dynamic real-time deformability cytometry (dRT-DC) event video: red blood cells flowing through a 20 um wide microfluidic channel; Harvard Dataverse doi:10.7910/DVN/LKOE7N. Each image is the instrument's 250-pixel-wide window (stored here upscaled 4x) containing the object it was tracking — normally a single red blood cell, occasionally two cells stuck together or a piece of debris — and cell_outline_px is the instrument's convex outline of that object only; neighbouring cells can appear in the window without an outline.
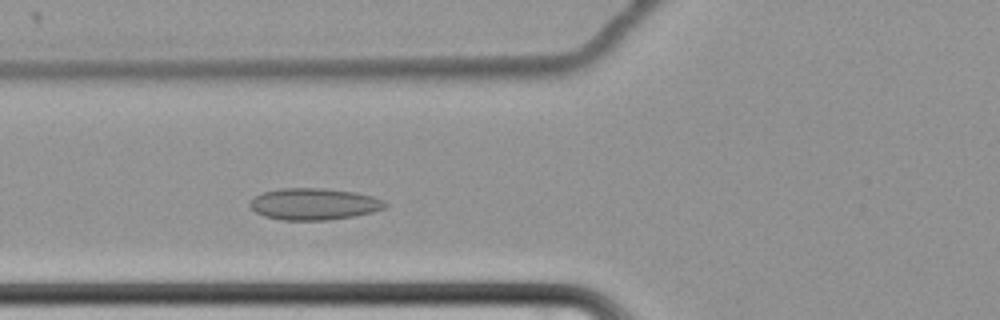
{"species": "common noctule bat (a hibernating species)", "species_latin": "Nyctalus noctula", "temperature_condition": "cold", "stored_images_in_passage": 54, "camera_frame_rate_fps": 3000, "um_per_image_px": 0.085, "animal": {"sex": "female", "body_mass_g": 22.7, "forearm_length_mm": 54.2}, "frame": {"image": 1, "passage_image": 17, "time_ms": 5.333, "image_size_px": [1000, 320], "cell_outline_px": [[388, 204], [384, 208], [372, 212], [352, 216], [328, 220], [280, 220], [264, 216], [256, 212], [248, 204], [256, 196], [264, 192], [280, 188], [320, 188], [352, 192], [372, 196], [384, 200]], "centroid_in_image_um": [26.68, 17.35], "position_along_channel_um": 99.1, "area_um2": 24.74}}
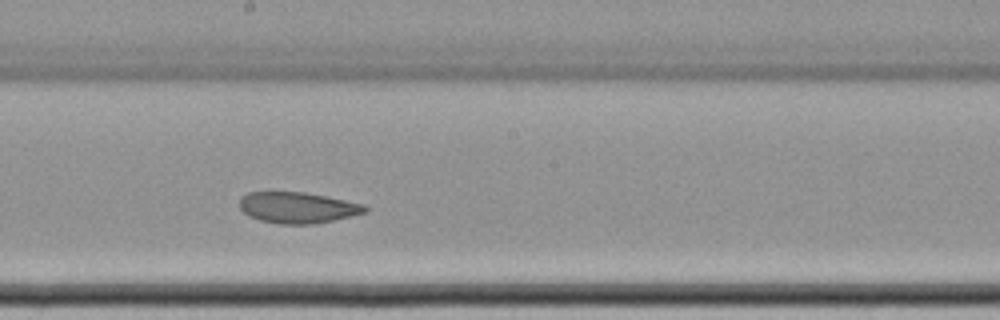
{"frame": {"image": 2, "passage_image": 28, "time_ms": 9.0, "image_size_px": [1000, 320], "cell_outline_px": [[368, 212], [352, 216], [312, 224], [280, 224], [260, 220], [248, 216], [240, 208], [240, 196], [248, 192], [304, 192], [364, 204], [368, 208]], "centroid_in_image_um": [25.28, 17.65], "position_along_channel_um": 222.9, "area_um2": 22.66}}
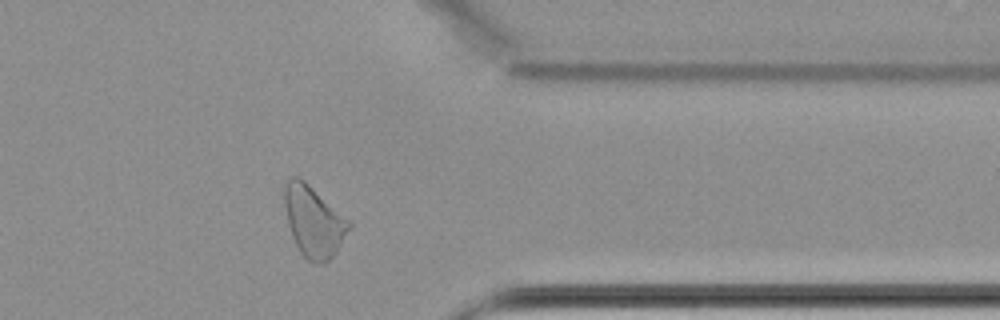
{"frame": {"image": 3, "passage_image": 43, "time_ms": 14.0, "image_size_px": [1000, 320], "cell_outline_px": [[352, 228], [336, 252], [324, 264], [316, 264], [308, 260], [300, 252], [292, 236], [288, 224], [284, 204], [284, 184], [292, 176], [296, 176], [304, 180], [348, 220], [352, 224]], "centroid_in_image_um": [26.66, 18.84], "position_along_channel_um": 384.7, "area_um2": 26.47}, "authors_computed_cell_mechanics": {"area_um2": 25.3742, "velocity_mm_per_s": 3.3841, "shape_relaxation_time_tau1_ms": null, "shape_relaxation_time_tau2_ms": 3.0859, "deformation_change_tau1": null, "deformation_change_tau2": 0.0845}}